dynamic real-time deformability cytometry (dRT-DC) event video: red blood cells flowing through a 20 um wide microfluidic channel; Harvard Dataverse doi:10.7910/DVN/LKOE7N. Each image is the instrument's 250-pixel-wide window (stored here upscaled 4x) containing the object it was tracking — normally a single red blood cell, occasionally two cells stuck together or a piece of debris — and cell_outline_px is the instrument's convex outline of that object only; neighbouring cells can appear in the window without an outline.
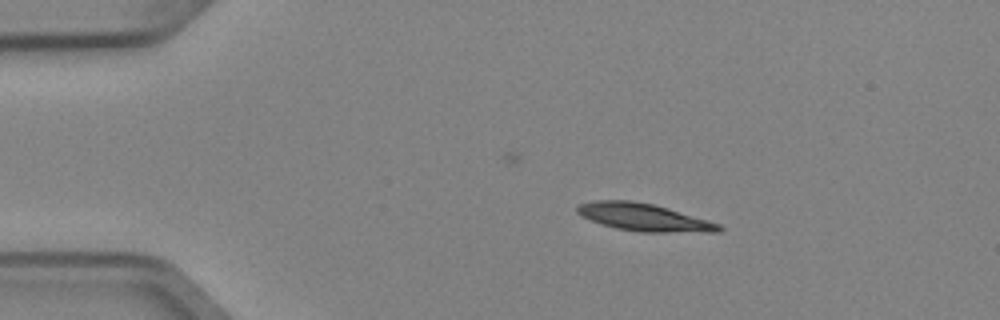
{"species": "Egyptian fruit bat (a non-hibernating species)", "species_latin": "Rousettus aegyptiacus", "temperature_condition": "cold", "stored_images_in_passage": 3, "camera_frame_rate_fps": 3000, "um_per_image_px": 0.085, "animal": {"sex": "female"}, "frame": {"image": 1, "passage_image": 2, "time_ms": 0.333, "image_size_px": [1000, 320], "cell_outline_px": [[724, 228], [720, 232], [640, 232], [616, 228], [600, 224], [576, 212], [576, 208], [580, 204], [596, 200], [632, 200], [652, 204], [668, 208], [708, 220], [720, 224]], "centroid_in_image_um": [54.76, 18.47], "position_along_channel_um": 30.2, "area_um2": 22.6}}